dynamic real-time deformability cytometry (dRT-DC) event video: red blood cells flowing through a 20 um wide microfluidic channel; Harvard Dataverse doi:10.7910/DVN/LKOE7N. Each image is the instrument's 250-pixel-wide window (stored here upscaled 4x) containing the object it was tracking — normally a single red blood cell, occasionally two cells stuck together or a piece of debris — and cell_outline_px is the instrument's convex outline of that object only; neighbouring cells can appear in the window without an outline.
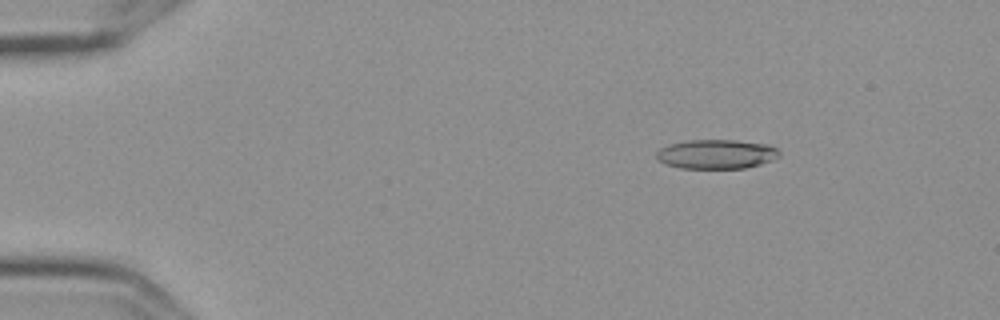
{"species": "Egyptian fruit bat (a non-hibernating species)", "species_latin": "Rousettus aegyptiacus", "temperature_condition": "cold", "stored_images_in_passage": 49, "camera_frame_rate_fps": 3000, "um_per_image_px": 0.085, "frame": {"image": 1, "passage_image": 1, "time_ms": 0.0, "image_size_px": [1000, 320], "cell_outline_px": [[780, 156], [772, 160], [760, 164], [744, 168], [680, 168], [664, 164], [656, 160], [656, 152], [660, 148], [668, 144], [688, 140], [736, 140], [768, 144], [776, 148], [780, 152]], "centroid_in_image_um": [60.86, 13.1], "position_along_channel_um": 24.1, "area_um2": 21.15}}
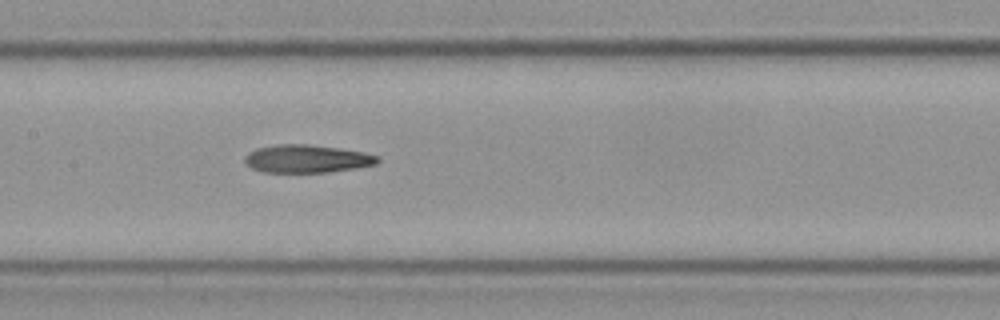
{"frame": {"image": 2, "passage_image": 21, "time_ms": 6.667, "image_size_px": [1000, 320], "cell_outline_px": [[380, 160], [376, 164], [356, 168], [328, 172], [264, 172], [252, 168], [244, 160], [244, 156], [248, 152], [256, 148], [280, 144], [308, 144], [340, 148], [364, 152], [380, 156]], "centroid_in_image_um": [26.11, 13.49], "position_along_channel_um": 181.3, "area_um2": 21.68}}
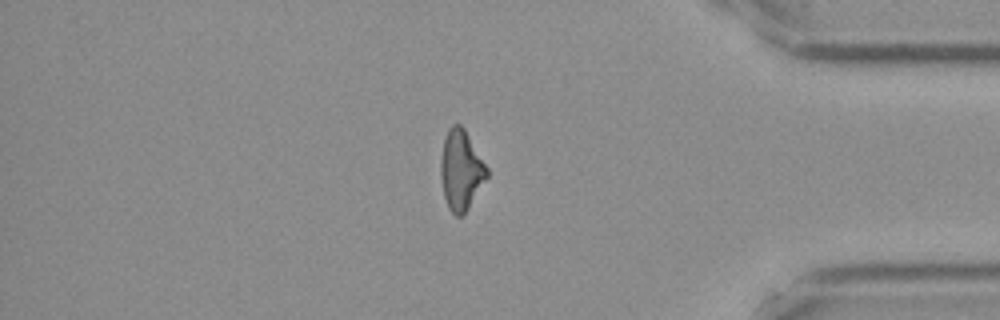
{"frame": {"image": 3, "passage_image": 41, "time_ms": 13.333, "image_size_px": [1000, 320], "cell_outline_px": [[488, 176], [468, 208], [460, 216], [456, 216], [448, 208], [444, 196], [440, 176], [440, 160], [444, 136], [448, 128], [452, 124], [460, 124], [464, 128], [488, 168]], "centroid_in_image_um": [39.16, 14.43], "position_along_channel_um": 396.0, "area_um2": 21.5}, "authors_computed_cell_mechanics": {"area_um2": 21.8484, "velocity_mm_per_s": 3.5961, "shape_relaxation_time_tau1_ms": null, "shape_relaxation_time_tau2_ms": 6.4632, "deformation_change_tau1": null, "deformation_change_tau2": 0.1782}}